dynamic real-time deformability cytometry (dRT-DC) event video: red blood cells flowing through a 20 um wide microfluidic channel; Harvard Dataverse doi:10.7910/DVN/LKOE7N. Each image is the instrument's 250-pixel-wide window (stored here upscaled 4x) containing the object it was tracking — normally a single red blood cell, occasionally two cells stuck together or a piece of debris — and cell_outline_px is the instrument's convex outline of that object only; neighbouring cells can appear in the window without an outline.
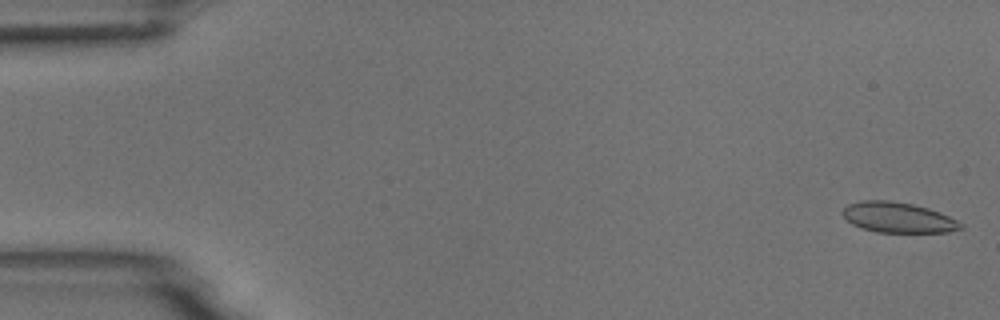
{"species": "common noctule bat (a hibernating species)", "species_latin": "Nyctalus noctula", "temperature_condition": "room temperature", "stored_images_in_passage": 55, "camera_frame_rate_fps": 3000, "um_per_image_px": 0.085, "animal": {"sex": "male", "body_mass_g": 18.8}, "frame": {"image": 1, "passage_image": 2, "time_ms": 0.333, "image_size_px": [1000, 320], "cell_outline_px": [[964, 228], [948, 232], [876, 232], [860, 228], [852, 224], [840, 212], [848, 204], [860, 200], [888, 200], [912, 204], [928, 208], [948, 216], [964, 224]], "centroid_in_image_um": [76.31, 18.49], "position_along_channel_um": 8.7, "area_um2": 20.92}}
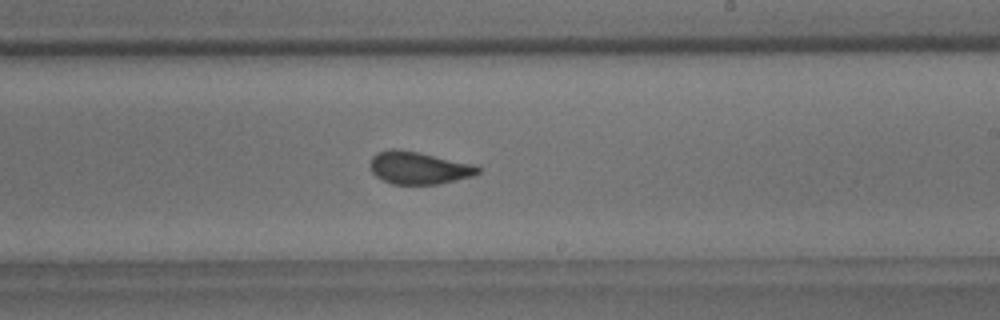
{"frame": {"image": 2, "passage_image": 33, "time_ms": 10.667, "image_size_px": [1000, 320], "cell_outline_px": [[480, 172], [472, 176], [440, 184], [392, 184], [376, 176], [368, 168], [368, 164], [372, 156], [376, 152], [392, 148], [396, 148], [476, 164], [480, 168]], "centroid_in_image_um": [35.56, 14.26], "position_along_channel_um": 253.4, "area_um2": 20.58}}
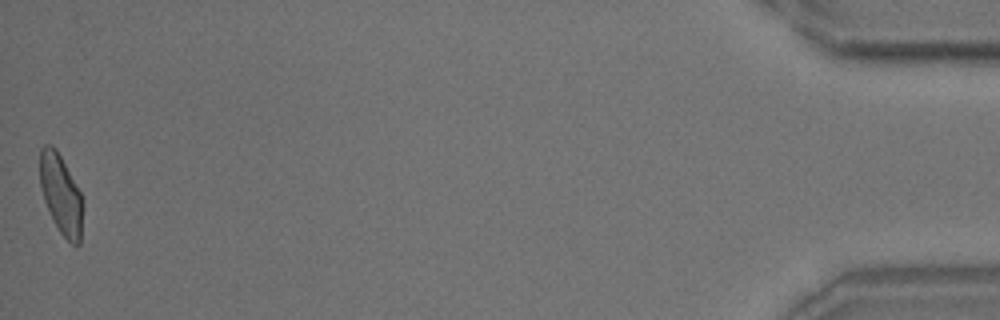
{"frame": {"image": 3, "passage_image": 55, "time_ms": 18.0, "image_size_px": [1000, 320], "cell_outline_px": [[84, 204], [80, 244], [76, 248], [60, 232], [52, 220], [44, 200], [40, 184], [40, 148], [44, 144], [52, 144], [56, 148], [80, 192]], "centroid_in_image_um": [5.19, 16.55], "position_along_channel_um": 430.0, "area_um2": 20.11}, "authors_computed_cell_mechanics": {"area_um2": 20.9236, "velocity_mm_per_s": 3.7049, "shape_relaxation_time_tau1_ms": 10.2254, "shape_relaxation_time_tau2_ms": 1.1111, "deformation_change_tau1": 0.2059, "deformation_change_tau2": 0.0671}}